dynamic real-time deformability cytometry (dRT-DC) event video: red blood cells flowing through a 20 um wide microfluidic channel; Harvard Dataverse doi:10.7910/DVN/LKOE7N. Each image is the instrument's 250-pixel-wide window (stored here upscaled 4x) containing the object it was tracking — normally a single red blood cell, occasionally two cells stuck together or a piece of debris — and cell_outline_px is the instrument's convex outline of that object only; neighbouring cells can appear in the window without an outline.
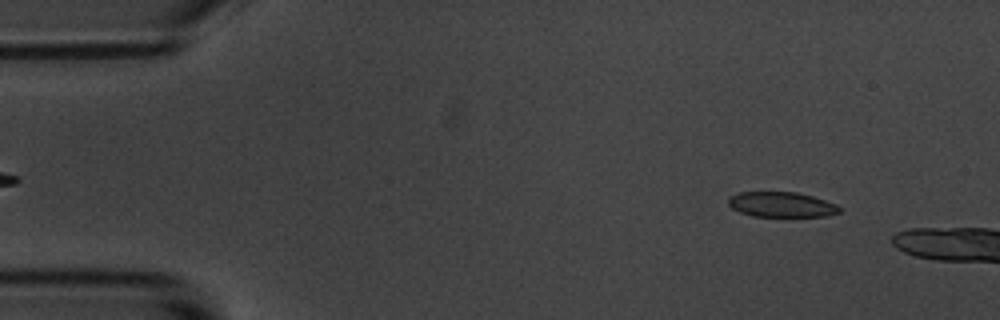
{"species": "common noctule bat (a hibernating species)", "species_latin": "Nyctalus noctula", "temperature_condition": "room temperature", "stored_images_in_passage": 4, "camera_frame_rate_fps": 3000, "um_per_image_px": 0.085, "animal": {"sex": "male", "body_mass_g": 20.1, "forearm_length_mm": 53.5}, "frame": {"image": 1, "passage_image": 2, "time_ms": 1.0, "image_size_px": [1000, 320], "cell_outline_px": [[840, 212], [828, 216], [752, 216], [740, 212], [732, 208], [728, 204], [728, 196], [740, 192], [796, 192], [812, 196], [836, 204], [840, 208]], "centroid_in_image_um": [66.4, 17.38], "position_along_channel_um": 18.6, "area_um2": 16.24}}